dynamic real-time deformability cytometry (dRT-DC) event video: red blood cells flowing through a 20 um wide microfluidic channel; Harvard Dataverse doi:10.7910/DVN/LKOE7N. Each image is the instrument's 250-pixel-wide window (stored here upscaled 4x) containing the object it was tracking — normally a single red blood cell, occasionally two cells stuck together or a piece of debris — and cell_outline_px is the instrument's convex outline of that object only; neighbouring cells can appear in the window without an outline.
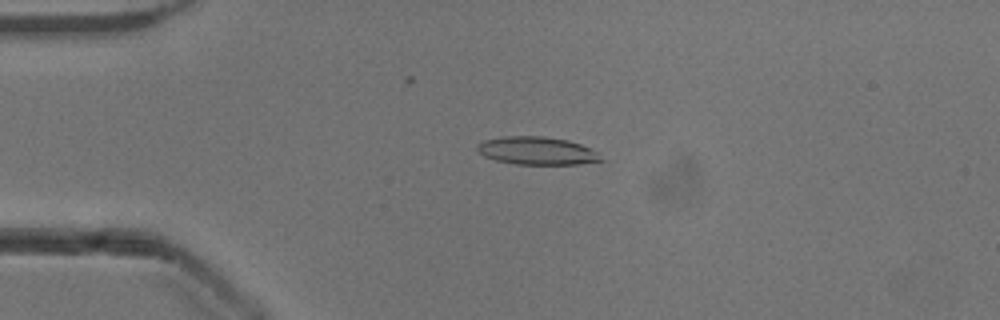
{"species": "common noctule bat (a hibernating species)", "species_latin": "Nyctalus noctula", "temperature_condition": "cold", "stored_images_in_passage": 47, "camera_frame_rate_fps": 3000, "um_per_image_px": 0.085, "animal": {"sex": "male", "body_mass_g": 13.3}, "frame": {"image": 1, "passage_image": 7, "time_ms": 2.0, "image_size_px": [1000, 320], "cell_outline_px": [[604, 160], [580, 164], [516, 164], [496, 160], [484, 156], [476, 152], [476, 144], [484, 140], [500, 136], [544, 136], [568, 140], [580, 144], [596, 152]], "centroid_in_image_um": [45.57, 12.81], "position_along_channel_um": 39.4, "area_um2": 20.17}}
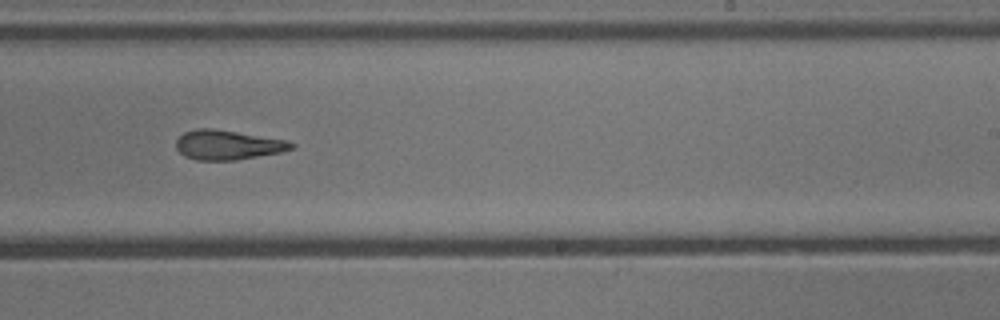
{"frame": {"image": 2, "passage_image": 27, "time_ms": 8.667, "image_size_px": [1000, 320], "cell_outline_px": [[296, 148], [280, 152], [236, 160], [196, 160], [184, 156], [176, 148], [176, 140], [184, 132], [196, 128], [212, 128], [288, 140], [296, 144]], "centroid_in_image_um": [19.37, 12.31], "position_along_channel_um": 269.6, "area_um2": 19.94}}
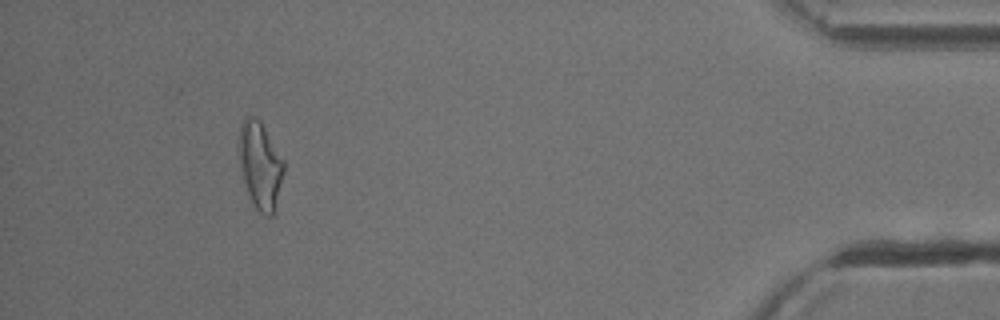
{"frame": {"image": 3, "passage_image": 43, "time_ms": 14.0, "image_size_px": [1000, 320], "cell_outline_px": [[284, 172], [272, 216], [264, 216], [252, 204], [240, 172], [240, 124], [244, 116], [252, 116], [260, 120], [284, 160]], "centroid_in_image_um": [22.11, 14.04], "position_along_channel_um": 413.1, "area_um2": 22.54}, "authors_computed_cell_mechanics": {"area_um2": 20.1722, "velocity_mm_per_s": 3.9164, "shape_relaxation_time_tau1_ms": 11.1192, "shape_relaxation_time_tau2_ms": 2.9398, "deformation_change_tau1": 0.2967, "deformation_change_tau2": 0.1417}}